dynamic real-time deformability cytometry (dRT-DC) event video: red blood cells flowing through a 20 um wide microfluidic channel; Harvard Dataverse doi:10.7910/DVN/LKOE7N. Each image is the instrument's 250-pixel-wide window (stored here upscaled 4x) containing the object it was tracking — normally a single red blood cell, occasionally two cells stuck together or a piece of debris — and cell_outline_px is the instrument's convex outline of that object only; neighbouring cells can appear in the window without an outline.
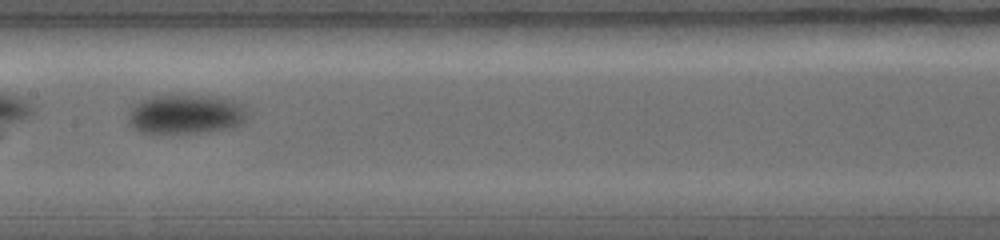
{"species": "common noctule bat (a hibernating species)", "species_latin": "Nyctalus noctula", "temperature_condition": "warm", "stored_images_in_passage": 22, "camera_frame_rate_fps": 5000, "um_per_image_px": 0.085, "animal": {"sex": "female", "body_mass_g": 19.0, "forearm_length_mm": 56.7}, "frame": {"image": 1, "passage_image": 7, "time_ms": 2.0, "image_size_px": [1000, 240], "cell_outline_px": [[248, 116], [236, 124], [228, 128], [200, 132], [144, 132], [128, 124], [128, 116], [132, 108], [136, 104], [152, 96], [168, 92], [216, 96], [232, 100], [240, 104]], "centroid_in_image_um": [15.74, 9.64], "position_along_channel_um": 191.7, "area_um2": 27.28}}